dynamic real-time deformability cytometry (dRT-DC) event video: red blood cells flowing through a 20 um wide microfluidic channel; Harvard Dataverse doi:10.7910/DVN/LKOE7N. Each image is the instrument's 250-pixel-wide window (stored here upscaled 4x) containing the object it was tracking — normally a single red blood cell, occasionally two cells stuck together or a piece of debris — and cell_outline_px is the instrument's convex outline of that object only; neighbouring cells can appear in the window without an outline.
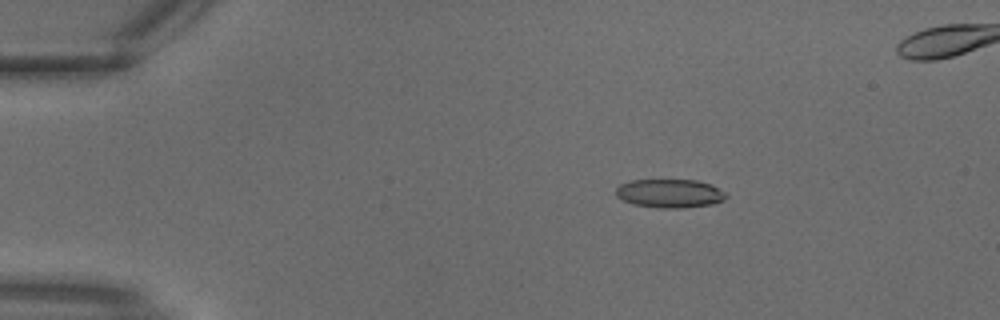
{"species": "common noctule bat (a hibernating species)", "species_latin": "Nyctalus noctula", "temperature_condition": "warm", "stored_images_in_passage": 25, "camera_frame_rate_fps": 3000, "um_per_image_px": 0.085, "animal": {"sex": "male", "body_mass_g": 18.8}, "frame": {"image": 1, "passage_image": 6, "time_ms": 1.667, "image_size_px": [1000, 320], "cell_outline_px": [[728, 196], [724, 200], [712, 204], [684, 208], [660, 208], [636, 204], [624, 200], [616, 196], [616, 188], [620, 184], [632, 180], [696, 180], [712, 184], [724, 192]], "centroid_in_image_um": [56.96, 16.43], "position_along_channel_um": 28.0, "area_um2": 18.32}}
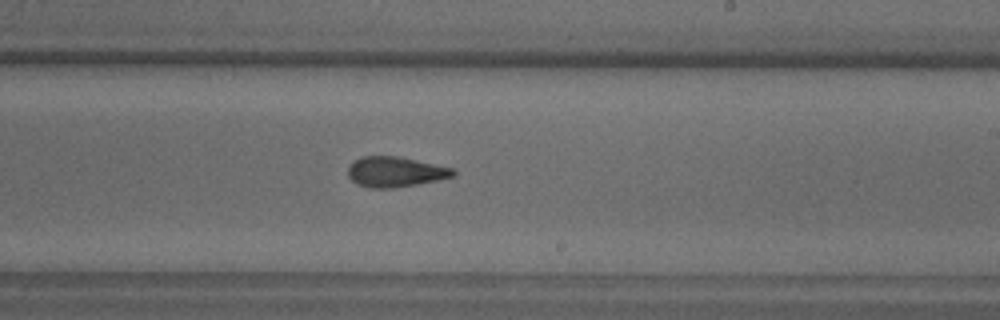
{"frame": {"image": 2, "passage_image": 19, "time_ms": 6.0, "image_size_px": [1000, 320], "cell_outline_px": [[456, 176], [416, 184], [392, 188], [368, 188], [352, 180], [348, 176], [348, 168], [360, 156], [396, 156], [456, 168]], "centroid_in_image_um": [33.64, 14.6], "position_along_channel_um": 255.4, "area_um2": 18.44}}
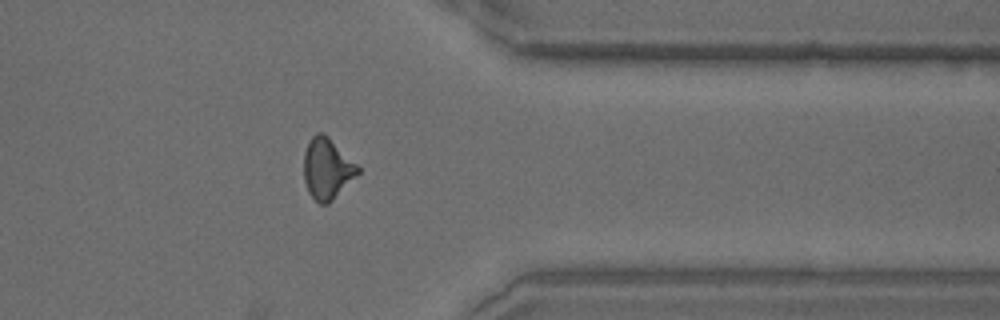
{"frame": {"image": 3, "passage_image": 25, "time_ms": 8.0, "image_size_px": [1000, 320], "cell_outline_px": [[360, 172], [328, 204], [320, 204], [308, 192], [304, 180], [304, 152], [308, 140], [316, 132], [324, 132], [360, 168]], "centroid_in_image_um": [27.78, 14.31], "position_along_channel_um": 383.6, "area_um2": 19.07}}